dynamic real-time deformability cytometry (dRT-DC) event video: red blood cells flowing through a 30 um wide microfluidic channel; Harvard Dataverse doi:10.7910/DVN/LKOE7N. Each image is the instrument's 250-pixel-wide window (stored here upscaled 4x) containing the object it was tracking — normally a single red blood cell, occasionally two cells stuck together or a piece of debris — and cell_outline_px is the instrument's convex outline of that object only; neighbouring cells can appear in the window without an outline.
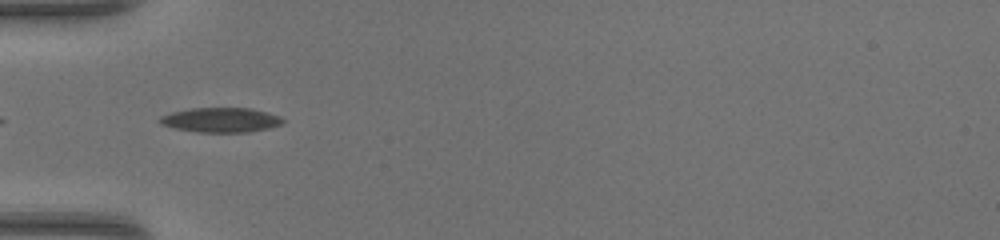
{"species": "common noctule bat (a hibernating species)", "species_latin": "Nyctalus noctula", "temperature_condition": "warm", "stored_images_in_passage": 34, "camera_frame_rate_fps": 3000, "um_per_image_px": 0.085, "animal": {"sex": "female", "body_mass_g": 17.0, "forearm_length_mm": 48.0}, "frame": {"image": 1, "passage_image": 2, "time_ms": 0.333, "image_size_px": [1000, 240], "cell_outline_px": [[284, 120], [280, 124], [268, 128], [248, 132], [196, 132], [176, 128], [160, 124], [156, 120], [160, 116], [172, 112], [192, 108], [252, 108], [268, 112], [280, 116]], "centroid_in_image_um": [18.74, 10.19], "position_along_channel_um": 66.3, "area_um2": 17.69}}
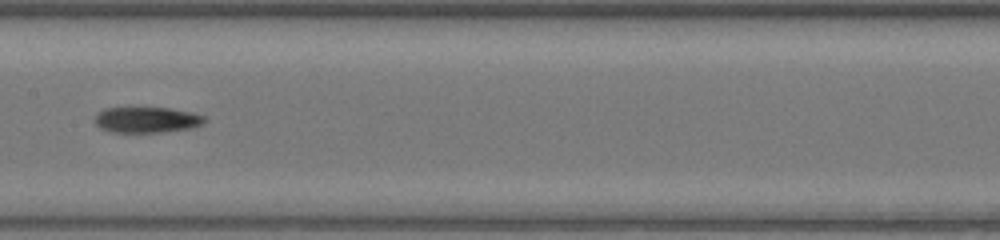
{"frame": {"image": 2, "passage_image": 11, "time_ms": 3.333, "image_size_px": [1000, 240], "cell_outline_px": [[204, 124], [192, 128], [160, 132], [112, 132], [100, 128], [96, 124], [96, 112], [104, 108], [168, 108], [192, 112], [204, 116]], "centroid_in_image_um": [12.47, 10.18], "position_along_channel_um": 194.9, "area_um2": 16.42}}
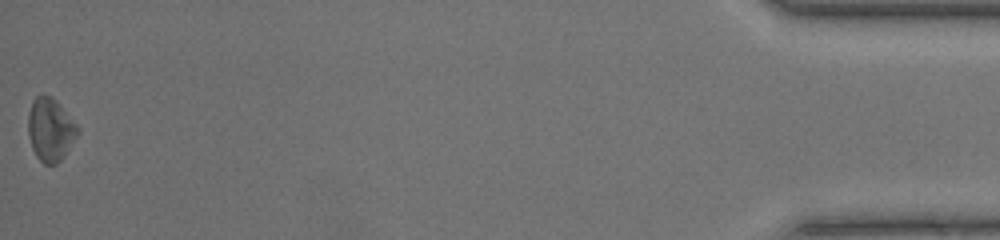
{"frame": {"image": 3, "passage_image": 34, "time_ms": 11.0, "image_size_px": [1000, 240], "cell_outline_px": [[80, 132], [60, 160], [56, 164], [44, 164], [36, 156], [32, 148], [28, 136], [28, 116], [32, 100], [36, 96], [52, 96], [56, 100], [80, 128]], "centroid_in_image_um": [4.28, 11.01], "position_along_channel_um": 430.9, "area_um2": 18.09}, "authors_computed_cell_mechanics": {"area_um2": 17.1377, "velocity_mm_per_s": 4.3219, "shape_relaxation_time_tau1_ms": null, "shape_relaxation_time_tau2_ms": 11.1868, "deformation_change_tau1": null, "deformation_change_tau2": 0.2725}}